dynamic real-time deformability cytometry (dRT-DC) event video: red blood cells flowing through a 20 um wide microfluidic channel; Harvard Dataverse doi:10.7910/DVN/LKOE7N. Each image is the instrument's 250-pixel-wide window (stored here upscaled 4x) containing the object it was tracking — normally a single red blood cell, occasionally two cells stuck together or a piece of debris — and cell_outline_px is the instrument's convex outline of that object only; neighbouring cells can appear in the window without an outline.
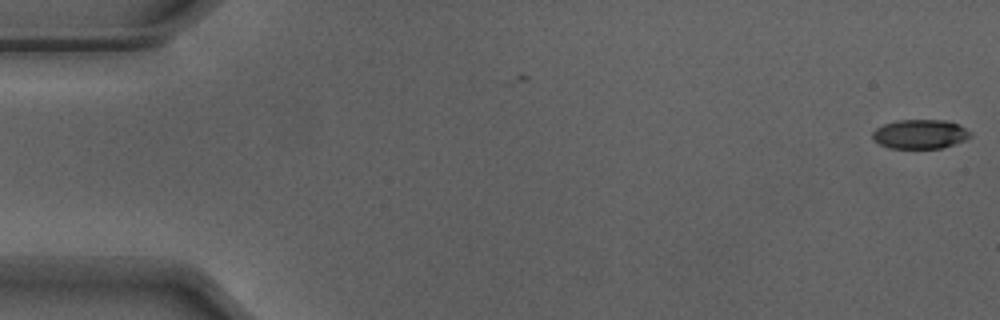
{"species": "Egyptian fruit bat (a non-hibernating species)", "species_latin": "Rousettus aegyptiacus", "temperature_condition": "warm", "stored_images_in_passage": 2, "camera_frame_rate_fps": 3000, "um_per_image_px": 0.085, "animal": {"sex": "male"}, "frame": {"image": 1, "passage_image": 2, "time_ms": 0.333, "image_size_px": [1000, 320], "cell_outline_px": [[972, 136], [964, 140], [940, 148], [888, 148], [872, 140], [872, 132], [876, 128], [884, 124], [896, 120], [944, 120], [960, 124], [972, 132]], "centroid_in_image_um": [78.2, 11.39], "position_along_channel_um": 6.8, "area_um2": 16.76}}